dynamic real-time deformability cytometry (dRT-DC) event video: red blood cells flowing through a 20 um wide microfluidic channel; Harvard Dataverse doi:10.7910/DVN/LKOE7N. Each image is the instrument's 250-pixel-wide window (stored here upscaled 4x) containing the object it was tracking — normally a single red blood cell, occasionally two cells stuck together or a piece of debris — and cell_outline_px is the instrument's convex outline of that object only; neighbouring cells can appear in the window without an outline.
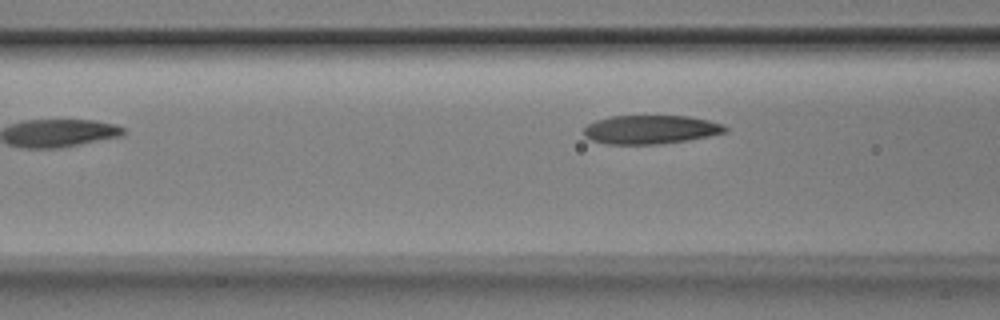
{"species": "Egyptian fruit bat (a non-hibernating species)", "species_latin": "Rousettus aegyptiacus", "temperature_condition": "room temperature", "stored_images_in_passage": 5, "camera_frame_rate_fps": 3000, "um_per_image_px": 0.085, "animal": {"sex": "male"}, "frame": {"image": 1, "passage_image": 4, "time_ms": 1.0, "image_size_px": [1000, 320], "cell_outline_px": [[728, 132], [688, 140], [660, 144], [604, 144], [592, 140], [584, 136], [584, 128], [588, 124], [596, 120], [612, 116], [688, 116], [708, 120], [724, 124], [728, 128]], "centroid_in_image_um": [55.32, 11.01], "position_along_channel_um": 111.3, "area_um2": 23.76}}
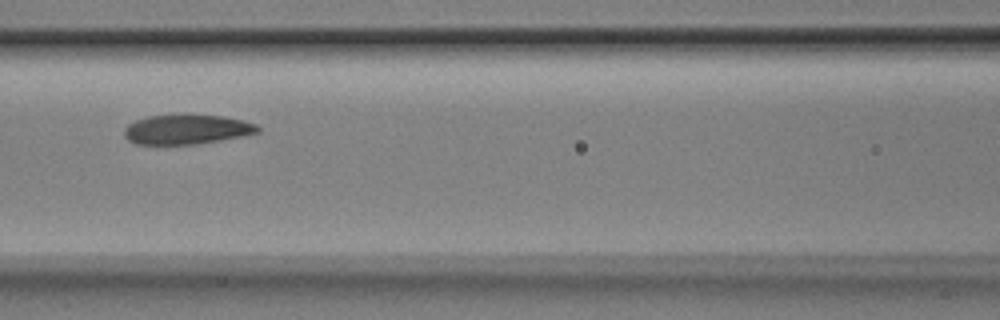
{"frame": {"image": 2, "passage_image": 5, "time_ms": 1.333, "image_size_px": [1000, 320], "cell_outline_px": [[260, 132], [244, 136], [196, 144], [136, 144], [128, 140], [124, 136], [124, 128], [128, 124], [136, 120], [148, 116], [176, 112], [224, 116], [244, 120], [256, 124], [260, 128]], "centroid_in_image_um": [15.87, 10.96], "position_along_channel_um": 150.7, "area_um2": 23.87}}